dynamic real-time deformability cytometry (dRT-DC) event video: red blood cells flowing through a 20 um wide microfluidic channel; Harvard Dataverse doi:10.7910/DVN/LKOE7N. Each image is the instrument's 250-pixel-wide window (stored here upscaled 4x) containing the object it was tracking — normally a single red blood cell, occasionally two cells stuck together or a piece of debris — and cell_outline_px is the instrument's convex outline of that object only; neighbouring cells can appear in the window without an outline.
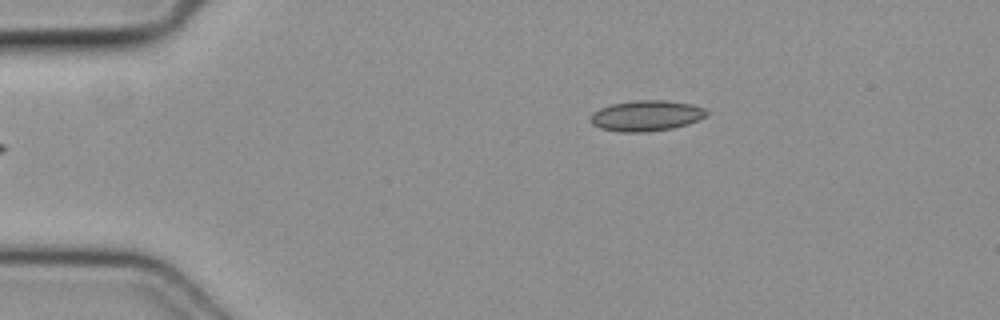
{"species": "common noctule bat (a hibernating species)", "species_latin": "Nyctalus noctula", "temperature_condition": "cold", "stored_images_in_passage": 2, "camera_frame_rate_fps": 3000, "um_per_image_px": 0.085, "animal": {"sex": "female", "body_mass_g": 19.3, "forearm_length_mm": 54.1}, "frame": {"image": 1, "passage_image": 2, "time_ms": 0.333, "image_size_px": [1000, 320], "cell_outline_px": [[708, 116], [688, 124], [672, 128], [644, 132], [620, 132], [600, 128], [592, 124], [588, 120], [592, 112], [600, 108], [612, 104], [636, 100], [668, 100], [692, 104], [704, 108], [708, 112]], "centroid_in_image_um": [54.93, 9.83], "position_along_channel_um": 30.1, "area_um2": 20.92}}